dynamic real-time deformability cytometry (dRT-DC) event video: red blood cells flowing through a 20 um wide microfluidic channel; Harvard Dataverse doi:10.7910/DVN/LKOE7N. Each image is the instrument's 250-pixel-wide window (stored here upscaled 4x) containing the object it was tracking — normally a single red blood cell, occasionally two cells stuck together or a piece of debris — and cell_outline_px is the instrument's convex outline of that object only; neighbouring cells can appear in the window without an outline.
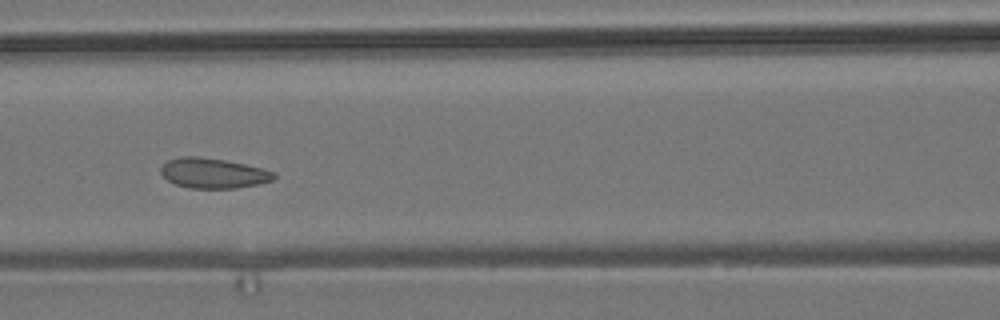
{"species": "common noctule bat (a hibernating species)", "species_latin": "Nyctalus noctula", "temperature_condition": "room temperature", "stored_images_in_passage": 7, "camera_frame_rate_fps": 3000, "um_per_image_px": 0.085, "animal": {"sex": "male", "body_mass_g": 19.2, "forearm_length_mm": 51.8}, "frame": {"image": 1, "passage_image": 6, "time_ms": 5.667, "image_size_px": [1000, 320], "cell_outline_px": [[276, 176], [272, 180], [256, 184], [236, 188], [188, 188], [176, 184], [168, 180], [160, 172], [160, 168], [168, 160], [180, 156], [200, 156], [224, 160], [244, 164], [276, 172]], "centroid_in_image_um": [18.1, 14.71], "position_along_channel_um": 148.5, "area_um2": 19.71}}
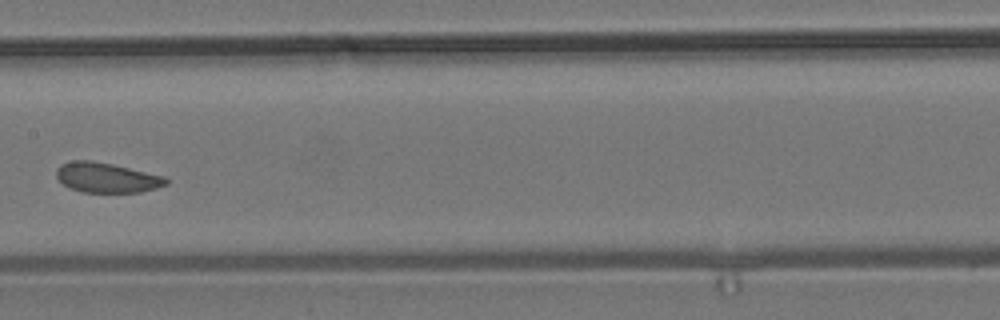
{"frame": {"image": 2, "passage_image": 7, "time_ms": 7.0, "image_size_px": [1000, 320], "cell_outline_px": [[168, 184], [156, 188], [140, 192], [80, 192], [68, 188], [56, 176], [56, 168], [60, 164], [72, 160], [92, 160], [112, 164], [164, 176], [168, 180]], "centroid_in_image_um": [9.03, 15.09], "position_along_channel_um": 198.4, "area_um2": 19.19}}